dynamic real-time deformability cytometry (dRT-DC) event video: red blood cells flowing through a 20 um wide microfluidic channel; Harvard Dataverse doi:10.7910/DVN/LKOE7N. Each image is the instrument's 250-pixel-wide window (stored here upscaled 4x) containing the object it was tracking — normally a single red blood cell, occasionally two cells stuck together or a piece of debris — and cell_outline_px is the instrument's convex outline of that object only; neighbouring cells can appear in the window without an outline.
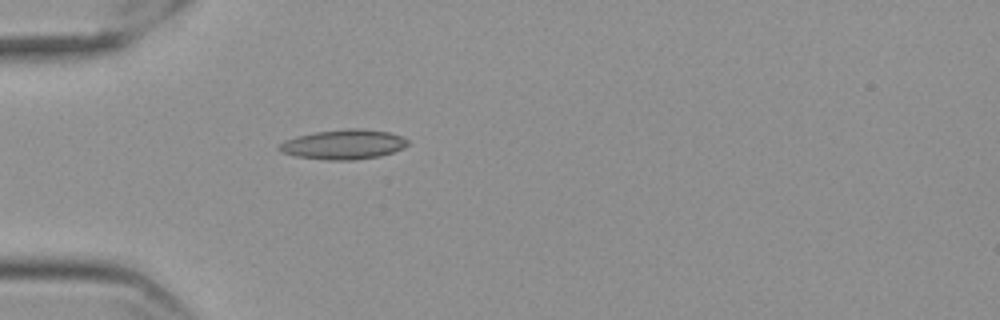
{"species": "Egyptian fruit bat (a non-hibernating species)", "species_latin": "Rousettus aegyptiacus", "temperature_condition": "cold", "stored_images_in_passage": 41, "camera_frame_rate_fps": 3000, "um_per_image_px": 0.085, "frame": {"image": 1, "passage_image": 1, "time_ms": 0.0, "image_size_px": [1000, 320], "cell_outline_px": [[408, 144], [404, 148], [380, 156], [356, 160], [328, 160], [296, 156], [280, 152], [276, 148], [276, 144], [284, 140], [296, 136], [316, 132], [344, 128], [356, 128], [388, 132], [400, 136], [408, 140]], "centroid_in_image_um": [29.14, 12.28], "position_along_channel_um": 55.9, "area_um2": 22.43}}
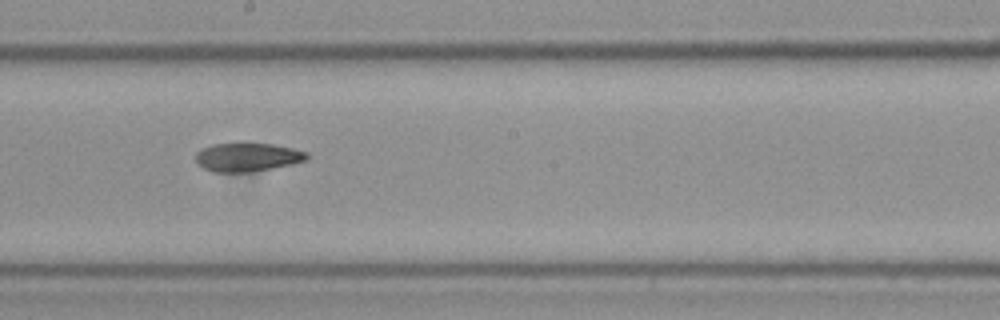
{"frame": {"image": 2, "passage_image": 16, "time_ms": 5.0, "image_size_px": [1000, 320], "cell_outline_px": [[308, 156], [304, 160], [292, 164], [272, 168], [248, 172], [212, 172], [196, 164], [196, 152], [200, 148], [212, 144], [240, 140], [244, 140], [272, 144], [292, 148], [308, 152]], "centroid_in_image_um": [20.96, 13.3], "position_along_channel_um": 227.2, "area_um2": 19.31}}
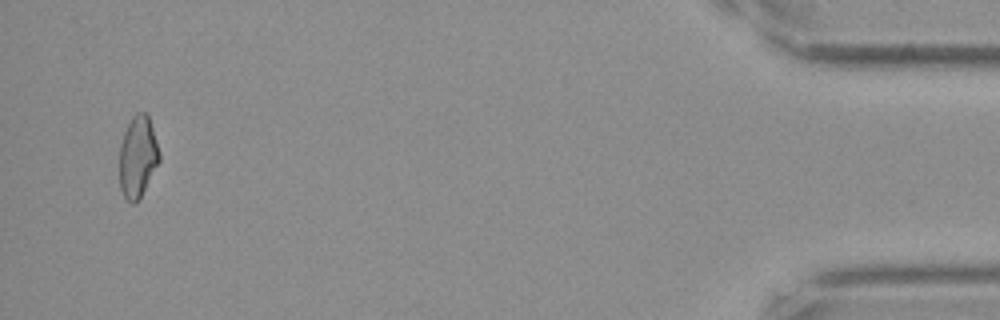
{"frame": {"image": 3, "passage_image": 39, "time_ms": 12.667, "image_size_px": [1000, 320], "cell_outline_px": [[160, 160], [136, 204], [132, 204], [124, 196], [120, 188], [120, 144], [124, 132], [132, 116], [136, 112], [144, 112], [148, 116], [160, 152]], "centroid_in_image_um": [11.7, 13.32], "position_along_channel_um": 423.5, "area_um2": 18.73}, "authors_computed_cell_mechanics": {"area_um2": 19.3052, "velocity_mm_per_s": 3.5732, "shape_relaxation_time_tau1_ms": null, "shape_relaxation_time_tau2_ms": 9.5307, "deformation_change_tau1": null, "deformation_change_tau2": 0.1752}}